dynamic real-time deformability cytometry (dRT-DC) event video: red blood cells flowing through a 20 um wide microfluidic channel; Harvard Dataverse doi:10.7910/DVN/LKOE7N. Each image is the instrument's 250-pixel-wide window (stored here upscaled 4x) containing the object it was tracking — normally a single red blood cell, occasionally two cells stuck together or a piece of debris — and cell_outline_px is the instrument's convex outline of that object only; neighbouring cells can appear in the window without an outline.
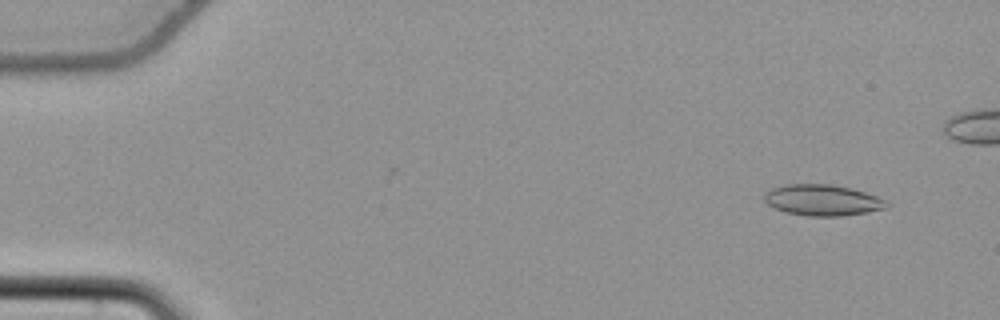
{"species": "common noctule bat (a hibernating species)", "species_latin": "Nyctalus noctula", "temperature_condition": "cold", "stored_images_in_passage": 50, "camera_frame_rate_fps": 3000, "um_per_image_px": 0.085, "animal": {"sex": "female", "body_mass_g": 22.7, "forearm_length_mm": 54.2}, "frame": {"image": 1, "passage_image": 4, "time_ms": 1.0, "image_size_px": [1000, 320], "cell_outline_px": [[892, 204], [888, 208], [868, 212], [844, 216], [808, 216], [784, 212], [768, 204], [764, 200], [764, 192], [772, 188], [788, 184], [828, 184], [852, 188], [888, 200]], "centroid_in_image_um": [69.96, 17.02], "position_along_channel_um": 15.0, "area_um2": 22.37}}
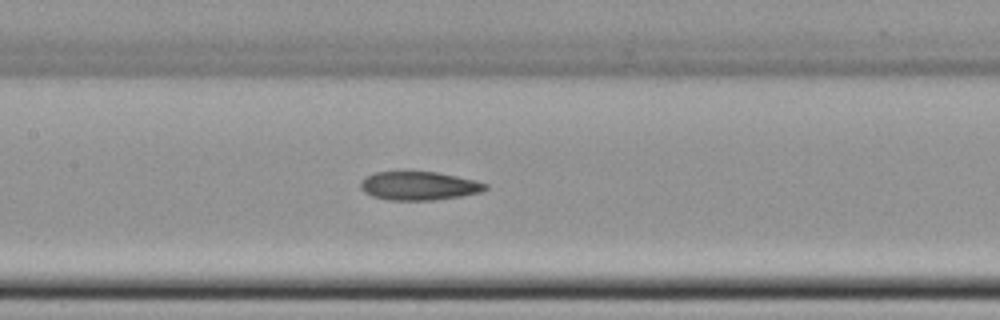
{"frame": {"image": 2, "passage_image": 27, "time_ms": 8.667, "image_size_px": [1000, 320], "cell_outline_px": [[488, 188], [480, 192], [460, 196], [432, 200], [388, 200], [372, 196], [364, 192], [360, 188], [360, 180], [364, 176], [376, 172], [404, 168], [436, 172], [476, 180], [488, 184]], "centroid_in_image_um": [35.53, 15.74], "position_along_channel_um": 171.9, "area_um2": 21.68}}
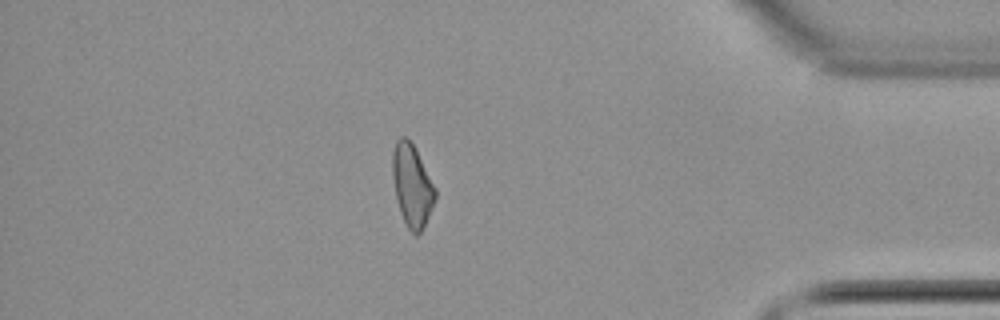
{"frame": {"image": 3, "passage_image": 48, "time_ms": 15.667, "image_size_px": [1000, 320], "cell_outline_px": [[436, 196], [428, 216], [420, 232], [416, 236], [408, 228], [400, 212], [396, 196], [392, 176], [392, 152], [396, 140], [400, 136], [404, 136], [412, 144], [436, 188]], "centroid_in_image_um": [35.0, 15.75], "position_along_channel_um": 400.2, "area_um2": 20.0}}